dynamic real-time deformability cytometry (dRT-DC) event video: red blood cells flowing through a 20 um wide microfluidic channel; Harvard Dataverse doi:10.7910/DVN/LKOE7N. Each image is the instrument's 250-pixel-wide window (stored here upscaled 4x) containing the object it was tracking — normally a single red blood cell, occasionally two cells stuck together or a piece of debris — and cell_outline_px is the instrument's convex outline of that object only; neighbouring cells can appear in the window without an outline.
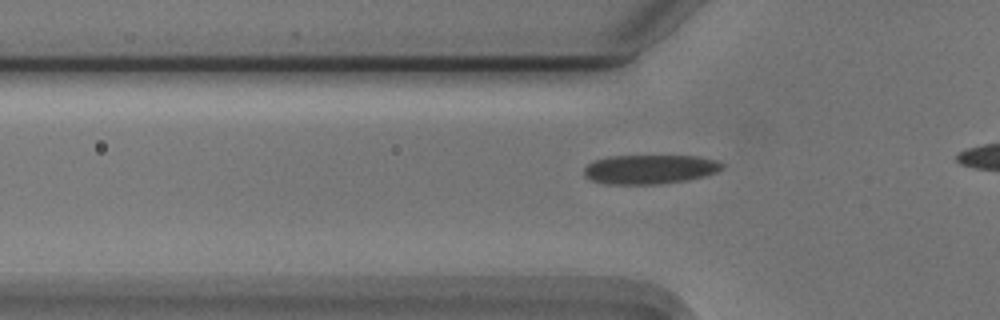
{"species": "Egyptian fruit bat (a non-hibernating species)", "species_latin": "Rousettus aegyptiacus", "temperature_condition": "cold", "stored_images_in_passage": 15, "camera_frame_rate_fps": 3000, "um_per_image_px": 0.085, "animal": {"sex": "male"}, "frame": {"image": 1, "passage_image": 2, "time_ms": 0.333, "image_size_px": [1000, 320], "cell_outline_px": [[724, 168], [716, 172], [704, 176], [688, 180], [660, 184], [604, 184], [588, 180], [584, 176], [584, 168], [588, 164], [596, 160], [608, 156], [696, 156], [720, 160], [724, 164]], "centroid_in_image_um": [55.24, 14.39], "position_along_channel_um": 70.6, "area_um2": 23.81}}
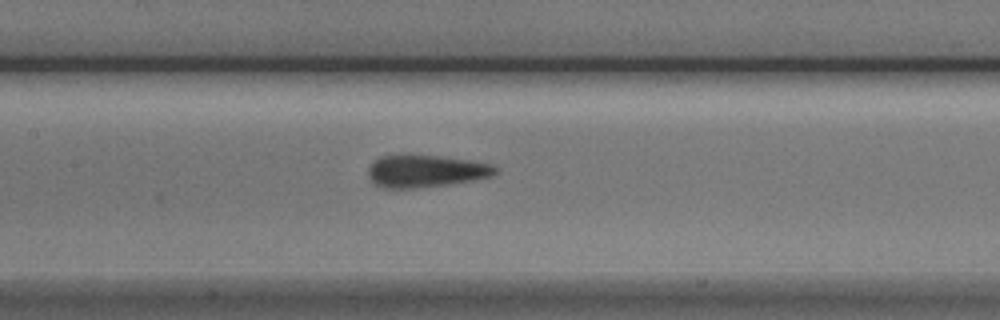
{"frame": {"image": 2, "passage_image": 10, "time_ms": 3.0, "image_size_px": [1000, 320], "cell_outline_px": [[496, 172], [492, 176], [472, 180], [448, 184], [412, 188], [380, 188], [372, 184], [368, 176], [368, 168], [380, 156], [440, 156], [472, 160], [492, 164], [496, 168]], "centroid_in_image_um": [36.17, 14.56], "position_along_channel_um": 171.2, "area_um2": 23.7}}
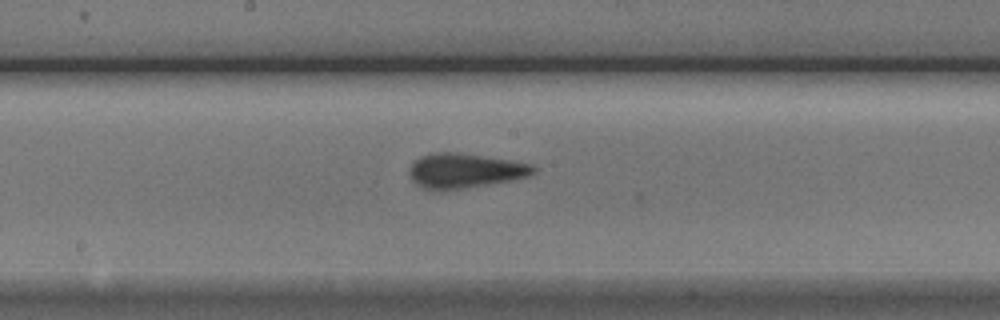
{"frame": {"image": 3, "passage_image": 13, "time_ms": 4.0, "image_size_px": [1000, 320], "cell_outline_px": [[536, 172], [528, 176], [512, 180], [440, 192], [432, 192], [416, 184], [408, 176], [412, 160], [420, 156], [436, 152], [456, 152], [508, 160], [532, 164], [536, 168]], "centroid_in_image_um": [39.44, 14.53], "position_along_channel_um": 208.8, "area_um2": 25.37}}